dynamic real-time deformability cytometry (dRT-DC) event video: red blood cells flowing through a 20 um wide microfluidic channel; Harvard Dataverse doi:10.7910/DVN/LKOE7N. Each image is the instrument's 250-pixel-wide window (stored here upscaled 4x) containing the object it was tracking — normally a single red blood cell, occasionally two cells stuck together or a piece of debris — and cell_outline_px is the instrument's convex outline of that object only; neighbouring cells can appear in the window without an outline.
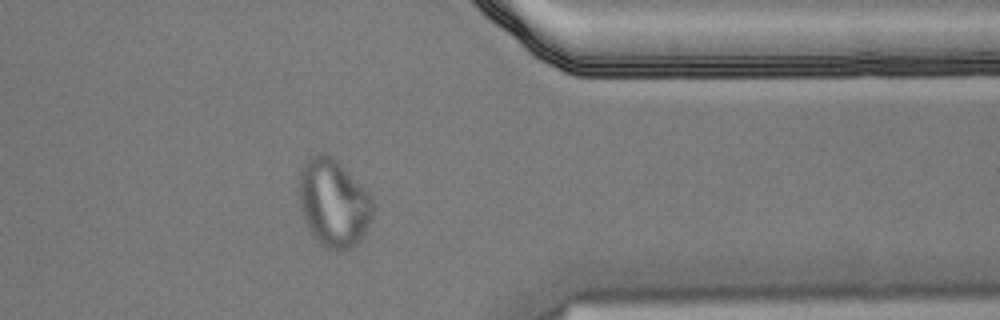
{"species": "Egyptian fruit bat (a non-hibernating species)", "species_latin": "Rousettus aegyptiacus", "temperature_condition": "cold", "stored_images_in_passage": 41, "camera_frame_rate_fps": 3000, "um_per_image_px": 0.085, "animal": {"sex": "male"}, "frame": {"image": 1, "passage_image": 30, "time_ms": 9.667, "image_size_px": [1000, 320], "cell_outline_px": [[372, 212], [368, 224], [360, 240], [356, 244], [340, 252], [324, 248], [316, 240], [308, 228], [304, 220], [300, 208], [300, 168], [304, 160], [312, 152], [324, 152], [332, 156], [368, 192], [372, 200]], "centroid_in_image_um": [28.3, 17.23], "position_along_channel_um": 383.1, "area_um2": 37.8}}